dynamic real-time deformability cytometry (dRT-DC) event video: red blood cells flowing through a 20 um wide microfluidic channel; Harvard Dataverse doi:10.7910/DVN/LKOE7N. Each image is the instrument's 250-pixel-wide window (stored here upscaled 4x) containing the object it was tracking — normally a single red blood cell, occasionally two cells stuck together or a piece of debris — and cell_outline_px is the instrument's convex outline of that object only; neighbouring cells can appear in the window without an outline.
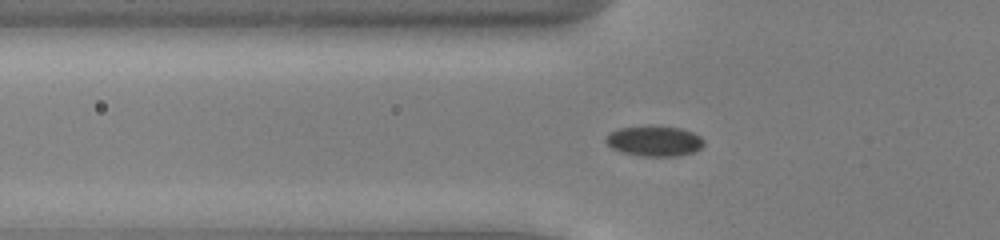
{"species": "common noctule bat (a hibernating species)", "species_latin": "Nyctalus noctula", "temperature_condition": "cold", "stored_images_in_passage": 37, "camera_frame_rate_fps": 3000, "um_per_image_px": 0.085, "animal": {"sex": "male", "body_mass_g": 13.0, "forearm_length_mm": 53.1}, "frame": {"image": 1, "passage_image": 9, "time_ms": 2.667, "image_size_px": [1000, 240], "cell_outline_px": [[704, 144], [700, 148], [692, 152], [676, 156], [644, 156], [624, 152], [612, 148], [604, 140], [604, 136], [608, 132], [620, 128], [648, 124], [680, 128], [692, 132], [700, 136], [704, 140]], "centroid_in_image_um": [55.58, 11.95], "position_along_channel_um": 70.2, "area_um2": 17.57}}
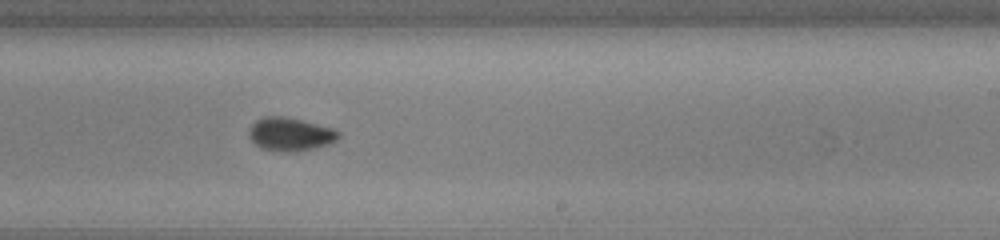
{"frame": {"image": 2, "passage_image": 24, "time_ms": 7.667, "image_size_px": [1000, 240], "cell_outline_px": [[340, 136], [336, 140], [328, 144], [316, 148], [296, 152], [284, 152], [260, 148], [248, 136], [248, 132], [252, 124], [256, 120], [264, 116], [284, 116], [332, 128], [340, 132]], "centroid_in_image_um": [24.66, 11.42], "position_along_channel_um": 264.3, "area_um2": 17.4}}
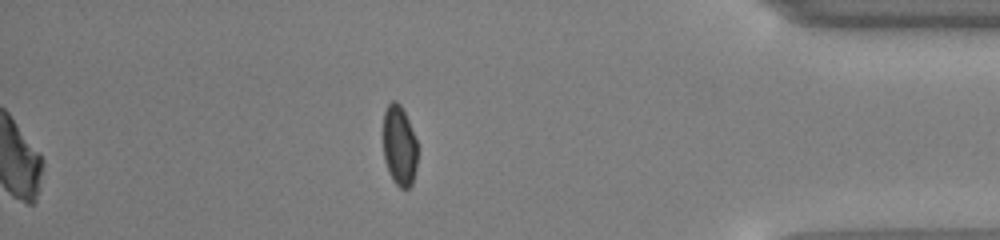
{"frame": {"image": 3, "passage_image": 37, "time_ms": 12.0, "image_size_px": [1000, 240], "cell_outline_px": [[416, 168], [412, 184], [408, 188], [400, 188], [392, 180], [388, 172], [384, 160], [384, 112], [388, 104], [392, 100], [396, 100], [400, 104], [408, 120], [416, 140]], "centroid_in_image_um": [33.93, 12.4], "position_along_channel_um": 401.3, "area_um2": 15.95}, "authors_computed_cell_mechanics": {"area_um2": 17.1666, "velocity_mm_per_s": 3.9093, "shape_relaxation_time_tau1_ms": 3.7532, "shape_relaxation_time_tau2_ms": null, "deformation_change_tau1": 0.0859, "deformation_change_tau2": null}}